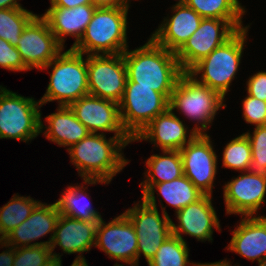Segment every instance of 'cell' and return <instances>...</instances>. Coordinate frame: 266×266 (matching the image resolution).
<instances>
[{
  "label": "cell",
  "mask_w": 266,
  "mask_h": 266,
  "mask_svg": "<svg viewBox=\"0 0 266 266\" xmlns=\"http://www.w3.org/2000/svg\"><path fill=\"white\" fill-rule=\"evenodd\" d=\"M132 143L130 136H110L107 139L106 134L90 133L67 149V153L81 179L110 183L129 164L123 150Z\"/></svg>",
  "instance_id": "cell-1"
},
{
  "label": "cell",
  "mask_w": 266,
  "mask_h": 266,
  "mask_svg": "<svg viewBox=\"0 0 266 266\" xmlns=\"http://www.w3.org/2000/svg\"><path fill=\"white\" fill-rule=\"evenodd\" d=\"M133 50L123 52L127 69V81L137 86L151 87L161 94H172L183 73L176 53L158 45L151 37Z\"/></svg>",
  "instance_id": "cell-2"
},
{
  "label": "cell",
  "mask_w": 266,
  "mask_h": 266,
  "mask_svg": "<svg viewBox=\"0 0 266 266\" xmlns=\"http://www.w3.org/2000/svg\"><path fill=\"white\" fill-rule=\"evenodd\" d=\"M130 4L96 8L80 41L72 47L84 55H116L128 46V11Z\"/></svg>",
  "instance_id": "cell-3"
},
{
  "label": "cell",
  "mask_w": 266,
  "mask_h": 266,
  "mask_svg": "<svg viewBox=\"0 0 266 266\" xmlns=\"http://www.w3.org/2000/svg\"><path fill=\"white\" fill-rule=\"evenodd\" d=\"M249 28L250 25L238 30L223 45L196 63L188 73L225 98L231 91L232 81L237 78L236 75L240 70Z\"/></svg>",
  "instance_id": "cell-4"
},
{
  "label": "cell",
  "mask_w": 266,
  "mask_h": 266,
  "mask_svg": "<svg viewBox=\"0 0 266 266\" xmlns=\"http://www.w3.org/2000/svg\"><path fill=\"white\" fill-rule=\"evenodd\" d=\"M217 91L198 82L188 72H183L171 94L169 108L194 121L197 134H208L218 110L225 109V101Z\"/></svg>",
  "instance_id": "cell-5"
},
{
  "label": "cell",
  "mask_w": 266,
  "mask_h": 266,
  "mask_svg": "<svg viewBox=\"0 0 266 266\" xmlns=\"http://www.w3.org/2000/svg\"><path fill=\"white\" fill-rule=\"evenodd\" d=\"M49 69V84L45 94L39 99L41 107L54 101H57L58 106H69L89 94L87 55L72 48L62 50L41 71Z\"/></svg>",
  "instance_id": "cell-6"
},
{
  "label": "cell",
  "mask_w": 266,
  "mask_h": 266,
  "mask_svg": "<svg viewBox=\"0 0 266 266\" xmlns=\"http://www.w3.org/2000/svg\"><path fill=\"white\" fill-rule=\"evenodd\" d=\"M41 103L0 85V139L28 143L40 134Z\"/></svg>",
  "instance_id": "cell-7"
},
{
  "label": "cell",
  "mask_w": 266,
  "mask_h": 266,
  "mask_svg": "<svg viewBox=\"0 0 266 266\" xmlns=\"http://www.w3.org/2000/svg\"><path fill=\"white\" fill-rule=\"evenodd\" d=\"M171 94H161L151 87L126 82L119 113L126 133L134 139L157 115L169 109Z\"/></svg>",
  "instance_id": "cell-8"
},
{
  "label": "cell",
  "mask_w": 266,
  "mask_h": 266,
  "mask_svg": "<svg viewBox=\"0 0 266 266\" xmlns=\"http://www.w3.org/2000/svg\"><path fill=\"white\" fill-rule=\"evenodd\" d=\"M243 20H221L203 18L198 29L176 53L183 72H188L215 48L223 45L238 30L246 28Z\"/></svg>",
  "instance_id": "cell-9"
},
{
  "label": "cell",
  "mask_w": 266,
  "mask_h": 266,
  "mask_svg": "<svg viewBox=\"0 0 266 266\" xmlns=\"http://www.w3.org/2000/svg\"><path fill=\"white\" fill-rule=\"evenodd\" d=\"M142 200V201H141ZM134 202L124 213L132 222L137 235V266L141 255L146 262L155 256L161 244L172 235V219L158 208L148 205L143 199Z\"/></svg>",
  "instance_id": "cell-10"
},
{
  "label": "cell",
  "mask_w": 266,
  "mask_h": 266,
  "mask_svg": "<svg viewBox=\"0 0 266 266\" xmlns=\"http://www.w3.org/2000/svg\"><path fill=\"white\" fill-rule=\"evenodd\" d=\"M137 235L132 222L123 212L108 223L99 220L95 246L103 251L107 258L117 261L114 265L137 266ZM121 262V264H119Z\"/></svg>",
  "instance_id": "cell-11"
},
{
  "label": "cell",
  "mask_w": 266,
  "mask_h": 266,
  "mask_svg": "<svg viewBox=\"0 0 266 266\" xmlns=\"http://www.w3.org/2000/svg\"><path fill=\"white\" fill-rule=\"evenodd\" d=\"M184 175L205 195L213 194L218 155L209 134H197L179 150Z\"/></svg>",
  "instance_id": "cell-12"
},
{
  "label": "cell",
  "mask_w": 266,
  "mask_h": 266,
  "mask_svg": "<svg viewBox=\"0 0 266 266\" xmlns=\"http://www.w3.org/2000/svg\"><path fill=\"white\" fill-rule=\"evenodd\" d=\"M89 94L119 103L127 82L123 53L87 55Z\"/></svg>",
  "instance_id": "cell-13"
},
{
  "label": "cell",
  "mask_w": 266,
  "mask_h": 266,
  "mask_svg": "<svg viewBox=\"0 0 266 266\" xmlns=\"http://www.w3.org/2000/svg\"><path fill=\"white\" fill-rule=\"evenodd\" d=\"M16 48L25 66L29 70L38 71L64 50L51 32L48 22L40 14L23 29Z\"/></svg>",
  "instance_id": "cell-14"
},
{
  "label": "cell",
  "mask_w": 266,
  "mask_h": 266,
  "mask_svg": "<svg viewBox=\"0 0 266 266\" xmlns=\"http://www.w3.org/2000/svg\"><path fill=\"white\" fill-rule=\"evenodd\" d=\"M265 196V176L248 171L240 172L237 177L234 176L223 186L226 215L264 216L258 214V211L266 203Z\"/></svg>",
  "instance_id": "cell-15"
},
{
  "label": "cell",
  "mask_w": 266,
  "mask_h": 266,
  "mask_svg": "<svg viewBox=\"0 0 266 266\" xmlns=\"http://www.w3.org/2000/svg\"><path fill=\"white\" fill-rule=\"evenodd\" d=\"M75 117L91 132L114 136H129L124 130L119 113V103L91 94L79 98L69 105Z\"/></svg>",
  "instance_id": "cell-16"
},
{
  "label": "cell",
  "mask_w": 266,
  "mask_h": 266,
  "mask_svg": "<svg viewBox=\"0 0 266 266\" xmlns=\"http://www.w3.org/2000/svg\"><path fill=\"white\" fill-rule=\"evenodd\" d=\"M212 195H204L175 213L178 224L172 220V234L181 238L187 235L201 242H213V232H221V224L213 206Z\"/></svg>",
  "instance_id": "cell-17"
},
{
  "label": "cell",
  "mask_w": 266,
  "mask_h": 266,
  "mask_svg": "<svg viewBox=\"0 0 266 266\" xmlns=\"http://www.w3.org/2000/svg\"><path fill=\"white\" fill-rule=\"evenodd\" d=\"M170 108L157 115L134 139L133 142L148 141L161 150H181L197 133L183 123Z\"/></svg>",
  "instance_id": "cell-18"
},
{
  "label": "cell",
  "mask_w": 266,
  "mask_h": 266,
  "mask_svg": "<svg viewBox=\"0 0 266 266\" xmlns=\"http://www.w3.org/2000/svg\"><path fill=\"white\" fill-rule=\"evenodd\" d=\"M170 9L172 15L164 16L150 37L168 51L177 53L198 29L203 18L185 3H175Z\"/></svg>",
  "instance_id": "cell-19"
},
{
  "label": "cell",
  "mask_w": 266,
  "mask_h": 266,
  "mask_svg": "<svg viewBox=\"0 0 266 266\" xmlns=\"http://www.w3.org/2000/svg\"><path fill=\"white\" fill-rule=\"evenodd\" d=\"M59 216L60 212L56 203L48 204L40 202L34 208L31 215L11 231L3 241L15 248L38 245L50 247ZM49 233V240L36 242V240L42 239V237L47 236Z\"/></svg>",
  "instance_id": "cell-20"
},
{
  "label": "cell",
  "mask_w": 266,
  "mask_h": 266,
  "mask_svg": "<svg viewBox=\"0 0 266 266\" xmlns=\"http://www.w3.org/2000/svg\"><path fill=\"white\" fill-rule=\"evenodd\" d=\"M99 221H83L60 214L50 249L52 256L62 260L61 253L54 252L59 246L65 254H78L75 259H85L83 255L95 246Z\"/></svg>",
  "instance_id": "cell-21"
},
{
  "label": "cell",
  "mask_w": 266,
  "mask_h": 266,
  "mask_svg": "<svg viewBox=\"0 0 266 266\" xmlns=\"http://www.w3.org/2000/svg\"><path fill=\"white\" fill-rule=\"evenodd\" d=\"M225 250L260 263L266 258V216L241 217Z\"/></svg>",
  "instance_id": "cell-22"
},
{
  "label": "cell",
  "mask_w": 266,
  "mask_h": 266,
  "mask_svg": "<svg viewBox=\"0 0 266 266\" xmlns=\"http://www.w3.org/2000/svg\"><path fill=\"white\" fill-rule=\"evenodd\" d=\"M95 9L92 4L74 8L49 7L41 16L48 22L51 32L64 48L67 36L75 39L70 47L72 48L83 37Z\"/></svg>",
  "instance_id": "cell-23"
},
{
  "label": "cell",
  "mask_w": 266,
  "mask_h": 266,
  "mask_svg": "<svg viewBox=\"0 0 266 266\" xmlns=\"http://www.w3.org/2000/svg\"><path fill=\"white\" fill-rule=\"evenodd\" d=\"M142 187V198L148 205L157 208V196H159L161 212L168 215L166 207L162 203L161 196L169 206H173L175 213L182 208L201 199L203 194L195 185L185 176H181L172 181L163 182L160 184H140Z\"/></svg>",
  "instance_id": "cell-24"
},
{
  "label": "cell",
  "mask_w": 266,
  "mask_h": 266,
  "mask_svg": "<svg viewBox=\"0 0 266 266\" xmlns=\"http://www.w3.org/2000/svg\"><path fill=\"white\" fill-rule=\"evenodd\" d=\"M56 110L45 117L46 122L42 121V112H40V134L43 133L47 140L59 147H68L67 150L91 133L75 117L69 106H57Z\"/></svg>",
  "instance_id": "cell-25"
},
{
  "label": "cell",
  "mask_w": 266,
  "mask_h": 266,
  "mask_svg": "<svg viewBox=\"0 0 266 266\" xmlns=\"http://www.w3.org/2000/svg\"><path fill=\"white\" fill-rule=\"evenodd\" d=\"M83 183L87 186L85 187ZM98 183L104 184V186L109 184L97 179H83L82 185H78V183L68 185L55 202L60 214L83 221H99L102 219L101 213L92 207V203L89 201L91 199L90 193L86 190L88 186L97 185Z\"/></svg>",
  "instance_id": "cell-26"
},
{
  "label": "cell",
  "mask_w": 266,
  "mask_h": 266,
  "mask_svg": "<svg viewBox=\"0 0 266 266\" xmlns=\"http://www.w3.org/2000/svg\"><path fill=\"white\" fill-rule=\"evenodd\" d=\"M162 154H153L145 161L146 172L139 184H160L172 181L184 175L183 162L179 151L161 150Z\"/></svg>",
  "instance_id": "cell-27"
},
{
  "label": "cell",
  "mask_w": 266,
  "mask_h": 266,
  "mask_svg": "<svg viewBox=\"0 0 266 266\" xmlns=\"http://www.w3.org/2000/svg\"><path fill=\"white\" fill-rule=\"evenodd\" d=\"M40 202L30 196L13 194L10 201L0 207V240L23 223Z\"/></svg>",
  "instance_id": "cell-28"
},
{
  "label": "cell",
  "mask_w": 266,
  "mask_h": 266,
  "mask_svg": "<svg viewBox=\"0 0 266 266\" xmlns=\"http://www.w3.org/2000/svg\"><path fill=\"white\" fill-rule=\"evenodd\" d=\"M184 3L202 18L243 20L247 13L239 0H186Z\"/></svg>",
  "instance_id": "cell-29"
},
{
  "label": "cell",
  "mask_w": 266,
  "mask_h": 266,
  "mask_svg": "<svg viewBox=\"0 0 266 266\" xmlns=\"http://www.w3.org/2000/svg\"><path fill=\"white\" fill-rule=\"evenodd\" d=\"M190 249L187 242L170 235L159 247L155 256L148 262V266H196L190 262Z\"/></svg>",
  "instance_id": "cell-30"
},
{
  "label": "cell",
  "mask_w": 266,
  "mask_h": 266,
  "mask_svg": "<svg viewBox=\"0 0 266 266\" xmlns=\"http://www.w3.org/2000/svg\"><path fill=\"white\" fill-rule=\"evenodd\" d=\"M36 15L25 8L0 9V38L16 47L23 29Z\"/></svg>",
  "instance_id": "cell-31"
},
{
  "label": "cell",
  "mask_w": 266,
  "mask_h": 266,
  "mask_svg": "<svg viewBox=\"0 0 266 266\" xmlns=\"http://www.w3.org/2000/svg\"><path fill=\"white\" fill-rule=\"evenodd\" d=\"M222 153V167L238 172L248 171L252 160L251 144L244 133L230 140Z\"/></svg>",
  "instance_id": "cell-32"
},
{
  "label": "cell",
  "mask_w": 266,
  "mask_h": 266,
  "mask_svg": "<svg viewBox=\"0 0 266 266\" xmlns=\"http://www.w3.org/2000/svg\"><path fill=\"white\" fill-rule=\"evenodd\" d=\"M251 144L252 160L248 172L266 177V125L244 132Z\"/></svg>",
  "instance_id": "cell-33"
},
{
  "label": "cell",
  "mask_w": 266,
  "mask_h": 266,
  "mask_svg": "<svg viewBox=\"0 0 266 266\" xmlns=\"http://www.w3.org/2000/svg\"><path fill=\"white\" fill-rule=\"evenodd\" d=\"M52 257L49 246H30L15 248L13 266H40Z\"/></svg>",
  "instance_id": "cell-34"
},
{
  "label": "cell",
  "mask_w": 266,
  "mask_h": 266,
  "mask_svg": "<svg viewBox=\"0 0 266 266\" xmlns=\"http://www.w3.org/2000/svg\"><path fill=\"white\" fill-rule=\"evenodd\" d=\"M242 101V117L252 126L266 125V102L247 94Z\"/></svg>",
  "instance_id": "cell-35"
},
{
  "label": "cell",
  "mask_w": 266,
  "mask_h": 266,
  "mask_svg": "<svg viewBox=\"0 0 266 266\" xmlns=\"http://www.w3.org/2000/svg\"><path fill=\"white\" fill-rule=\"evenodd\" d=\"M0 67L13 72L30 71L24 64L18 49L0 38Z\"/></svg>",
  "instance_id": "cell-36"
},
{
  "label": "cell",
  "mask_w": 266,
  "mask_h": 266,
  "mask_svg": "<svg viewBox=\"0 0 266 266\" xmlns=\"http://www.w3.org/2000/svg\"><path fill=\"white\" fill-rule=\"evenodd\" d=\"M246 94L266 102V71H257L246 81Z\"/></svg>",
  "instance_id": "cell-37"
},
{
  "label": "cell",
  "mask_w": 266,
  "mask_h": 266,
  "mask_svg": "<svg viewBox=\"0 0 266 266\" xmlns=\"http://www.w3.org/2000/svg\"><path fill=\"white\" fill-rule=\"evenodd\" d=\"M0 248H6V250L0 253V266H13L15 247L7 244L3 240H0Z\"/></svg>",
  "instance_id": "cell-38"
},
{
  "label": "cell",
  "mask_w": 266,
  "mask_h": 266,
  "mask_svg": "<svg viewBox=\"0 0 266 266\" xmlns=\"http://www.w3.org/2000/svg\"><path fill=\"white\" fill-rule=\"evenodd\" d=\"M50 7L74 8L79 5L91 4V0H50Z\"/></svg>",
  "instance_id": "cell-39"
},
{
  "label": "cell",
  "mask_w": 266,
  "mask_h": 266,
  "mask_svg": "<svg viewBox=\"0 0 266 266\" xmlns=\"http://www.w3.org/2000/svg\"><path fill=\"white\" fill-rule=\"evenodd\" d=\"M91 4L96 8H112L127 5L125 0H91Z\"/></svg>",
  "instance_id": "cell-40"
},
{
  "label": "cell",
  "mask_w": 266,
  "mask_h": 266,
  "mask_svg": "<svg viewBox=\"0 0 266 266\" xmlns=\"http://www.w3.org/2000/svg\"><path fill=\"white\" fill-rule=\"evenodd\" d=\"M20 0H0V9L24 8Z\"/></svg>",
  "instance_id": "cell-41"
},
{
  "label": "cell",
  "mask_w": 266,
  "mask_h": 266,
  "mask_svg": "<svg viewBox=\"0 0 266 266\" xmlns=\"http://www.w3.org/2000/svg\"><path fill=\"white\" fill-rule=\"evenodd\" d=\"M196 266H240V265H232V262L227 260V258L223 259V260H219V261H216V262H205V263H200V262H197L196 263Z\"/></svg>",
  "instance_id": "cell-42"
},
{
  "label": "cell",
  "mask_w": 266,
  "mask_h": 266,
  "mask_svg": "<svg viewBox=\"0 0 266 266\" xmlns=\"http://www.w3.org/2000/svg\"><path fill=\"white\" fill-rule=\"evenodd\" d=\"M62 260L51 257L45 264L40 266H62Z\"/></svg>",
  "instance_id": "cell-43"
},
{
  "label": "cell",
  "mask_w": 266,
  "mask_h": 266,
  "mask_svg": "<svg viewBox=\"0 0 266 266\" xmlns=\"http://www.w3.org/2000/svg\"><path fill=\"white\" fill-rule=\"evenodd\" d=\"M70 266H89L86 259H74Z\"/></svg>",
  "instance_id": "cell-44"
},
{
  "label": "cell",
  "mask_w": 266,
  "mask_h": 266,
  "mask_svg": "<svg viewBox=\"0 0 266 266\" xmlns=\"http://www.w3.org/2000/svg\"><path fill=\"white\" fill-rule=\"evenodd\" d=\"M258 266H266V258L258 263Z\"/></svg>",
  "instance_id": "cell-45"
},
{
  "label": "cell",
  "mask_w": 266,
  "mask_h": 266,
  "mask_svg": "<svg viewBox=\"0 0 266 266\" xmlns=\"http://www.w3.org/2000/svg\"><path fill=\"white\" fill-rule=\"evenodd\" d=\"M176 3H184L186 0H175Z\"/></svg>",
  "instance_id": "cell-46"
},
{
  "label": "cell",
  "mask_w": 266,
  "mask_h": 266,
  "mask_svg": "<svg viewBox=\"0 0 266 266\" xmlns=\"http://www.w3.org/2000/svg\"><path fill=\"white\" fill-rule=\"evenodd\" d=\"M137 1V0H136ZM127 4H131V0H125Z\"/></svg>",
  "instance_id": "cell-47"
}]
</instances>
